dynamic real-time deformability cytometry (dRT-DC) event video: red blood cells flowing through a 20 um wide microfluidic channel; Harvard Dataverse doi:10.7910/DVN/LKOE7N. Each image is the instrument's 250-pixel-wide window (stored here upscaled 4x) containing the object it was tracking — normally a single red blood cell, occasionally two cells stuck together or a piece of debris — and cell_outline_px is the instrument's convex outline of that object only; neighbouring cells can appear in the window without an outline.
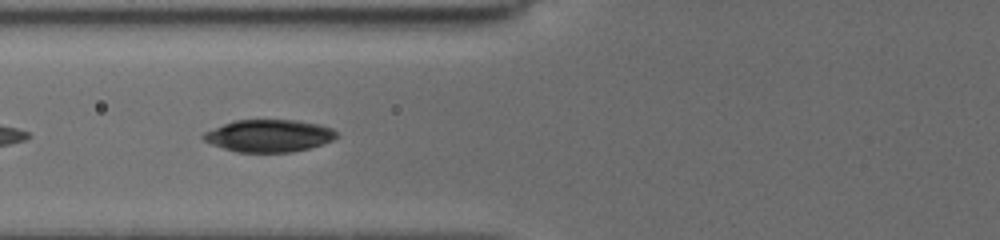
{"species": "common noctule bat (a hibernating species)", "species_latin": "Nyctalus noctula", "temperature_condition": "cold", "stored_images_in_passage": 7, "camera_frame_rate_fps": 3000, "um_per_image_px": 0.085, "animal": {"sex": "female", "body_mass_g": 19.5, "forearm_length_mm": 54.1}, "frame": {"image": 1, "passage_image": 5, "time_ms": 2.0, "image_size_px": [1000, 240], "cell_outline_px": [[340, 136], [324, 144], [292, 152], [236, 152], [212, 144], [204, 140], [200, 136], [204, 132], [224, 124], [236, 120], [296, 120], [320, 124], [332, 128]], "centroid_in_image_um": [22.89, 11.54], "position_along_channel_um": 102.9, "area_um2": 25.09}}